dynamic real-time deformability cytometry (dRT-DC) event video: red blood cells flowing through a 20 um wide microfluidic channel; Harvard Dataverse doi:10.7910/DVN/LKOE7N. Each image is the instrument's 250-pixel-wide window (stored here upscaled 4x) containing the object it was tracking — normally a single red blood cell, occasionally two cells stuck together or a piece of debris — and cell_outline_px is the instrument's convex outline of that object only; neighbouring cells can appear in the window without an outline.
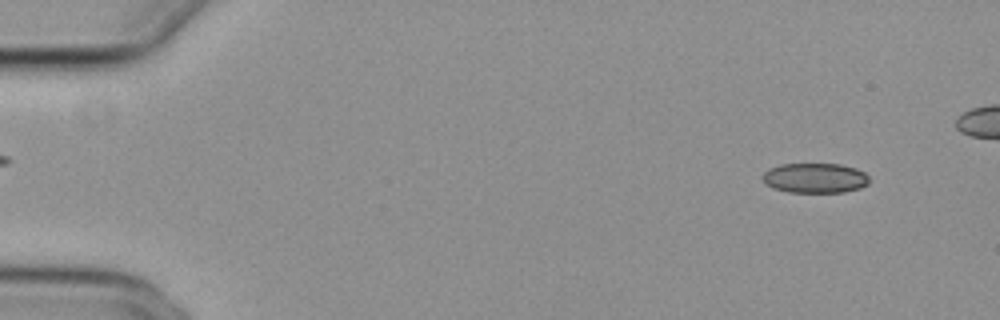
{"species": "common noctule bat (a hibernating species)", "species_latin": "Nyctalus noctula", "temperature_condition": "cold", "stored_images_in_passage": 49, "camera_frame_rate_fps": 3000, "um_per_image_px": 0.085, "animal": {"sex": "female", "body_mass_g": 29.2, "forearm_length_mm": 56.3}, "frame": {"image": 1, "passage_image": 4, "time_ms": 1.0, "image_size_px": [1000, 320], "cell_outline_px": [[868, 184], [860, 188], [844, 192], [788, 192], [772, 188], [760, 176], [768, 168], [780, 164], [840, 164], [856, 168], [864, 172], [868, 176]], "centroid_in_image_um": [69.26, 15.13], "position_along_channel_um": 15.7, "area_um2": 18.67}}
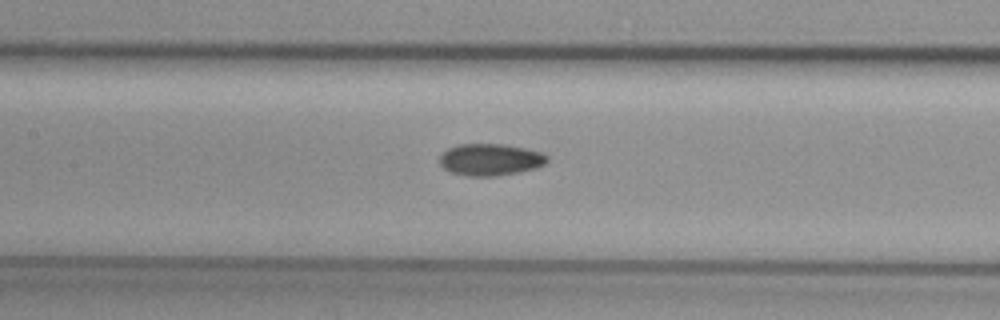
{"frame": {"image": 2, "passage_image": 25, "time_ms": 8.0, "image_size_px": [1000, 320], "cell_outline_px": [[548, 160], [544, 164], [536, 168], [520, 172], [496, 176], [468, 176], [452, 172], [444, 168], [440, 164], [440, 156], [448, 148], [460, 144], [504, 144], [524, 148], [540, 152], [548, 156]], "centroid_in_image_um": [41.69, 13.57], "position_along_channel_um": 165.7, "area_um2": 19.88}}
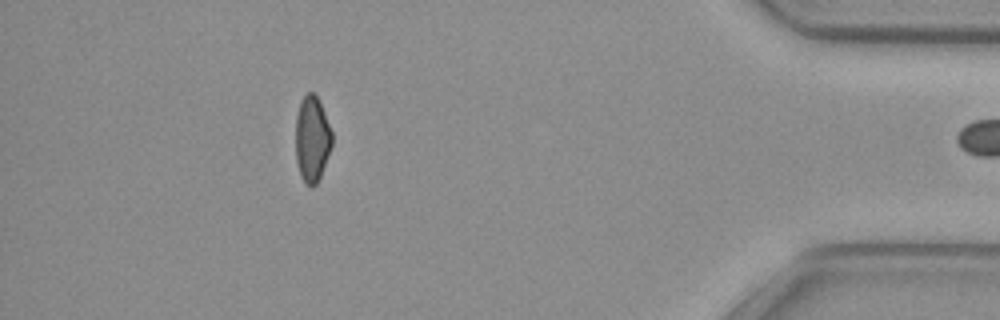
{"frame": {"image": 3, "passage_image": 48, "time_ms": 15.667, "image_size_px": [1000, 320], "cell_outline_px": [[332, 144], [320, 176], [316, 184], [312, 188], [304, 184], [300, 176], [296, 160], [296, 116], [300, 100], [308, 92], [316, 92], [320, 100], [332, 132]], "centroid_in_image_um": [26.52, 11.79], "position_along_channel_um": 408.7, "area_um2": 18.44}}